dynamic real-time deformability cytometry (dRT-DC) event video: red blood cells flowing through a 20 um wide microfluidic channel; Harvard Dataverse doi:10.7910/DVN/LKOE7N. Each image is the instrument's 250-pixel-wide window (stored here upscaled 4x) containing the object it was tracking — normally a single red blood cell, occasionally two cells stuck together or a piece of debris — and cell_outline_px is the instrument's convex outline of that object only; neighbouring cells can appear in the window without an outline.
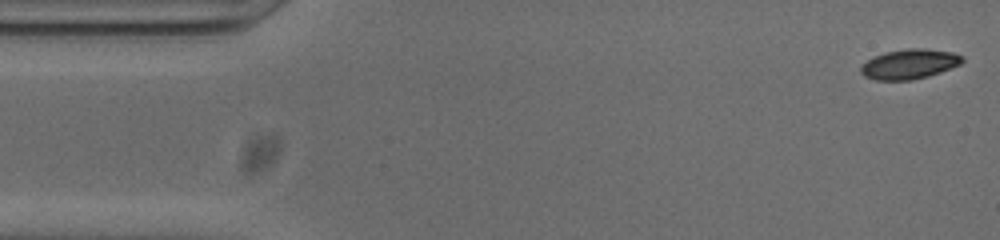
{"species": "common noctule bat (a hibernating species)", "species_latin": "Nyctalus noctula", "temperature_condition": "cold", "stored_images_in_passage": 52, "camera_frame_rate_fps": 3000, "um_per_image_px": 0.085, "animal": {"sex": "male", "body_mass_g": 20.0, "forearm_length_mm": 53.3}, "frame": {"image": 1, "passage_image": 1, "time_ms": 0.0, "image_size_px": [1000, 240], "cell_outline_px": [[964, 60], [960, 64], [940, 72], [928, 76], [912, 80], [876, 80], [864, 76], [860, 72], [860, 68], [868, 60], [884, 52], [908, 48], [924, 48], [952, 52], [964, 56]], "centroid_in_image_um": [77.32, 5.44], "position_along_channel_um": 7.7, "area_um2": 17.57}}
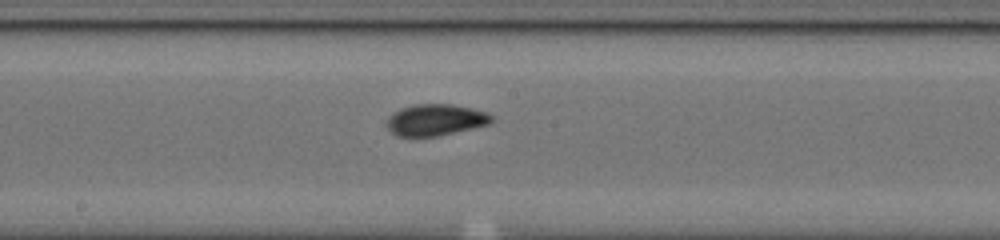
{"frame": {"image": 2, "passage_image": 26, "time_ms": 8.333, "image_size_px": [1000, 240], "cell_outline_px": [[496, 120], [488, 124], [440, 136], [396, 136], [384, 124], [388, 116], [400, 108], [416, 104], [452, 104], [472, 108], [488, 112], [496, 116]], "centroid_in_image_um": [37.04, 10.18], "position_along_channel_um": 211.2, "area_um2": 19.54}}
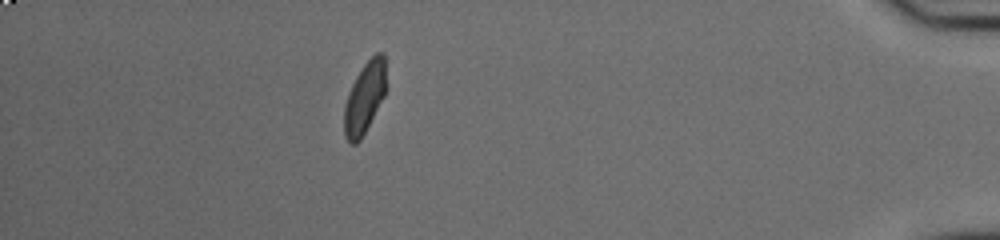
{"frame": {"image": 3, "passage_image": 46, "time_ms": 15.0, "image_size_px": [1000, 240], "cell_outline_px": [[384, 96], [360, 140], [356, 144], [352, 144], [344, 136], [344, 108], [348, 92], [356, 76], [364, 64], [376, 52], [384, 52]], "centroid_in_image_um": [30.96, 8.32], "position_along_channel_um": 404.2, "area_um2": 16.99}, "authors_computed_cell_mechanics": {"area_um2": 18.1781, "velocity_mm_per_s": 3.7977, "shape_relaxation_time_tau1_ms": 3.9776, "shape_relaxation_time_tau2_ms": 2.2021, "deformation_change_tau1": 0.1518, "deformation_change_tau2": 0.0653}}